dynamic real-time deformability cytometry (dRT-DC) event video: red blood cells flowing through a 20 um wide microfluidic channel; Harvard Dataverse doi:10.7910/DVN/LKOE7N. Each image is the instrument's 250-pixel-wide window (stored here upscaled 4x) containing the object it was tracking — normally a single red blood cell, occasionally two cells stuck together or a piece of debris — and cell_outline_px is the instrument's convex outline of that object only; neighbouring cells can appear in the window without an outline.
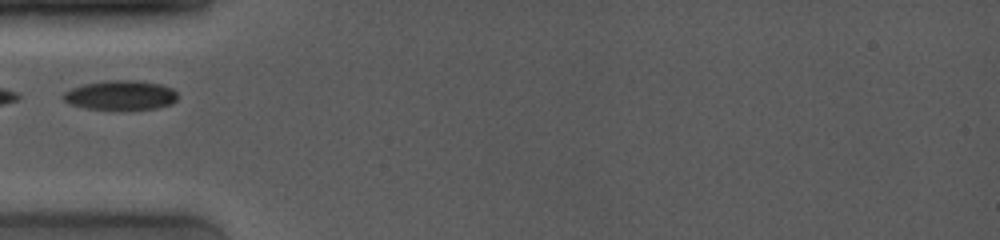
{"species": "common noctule bat (a hibernating species)", "species_latin": "Nyctalus noctula", "temperature_condition": "room temperature", "stored_images_in_passage": 11, "camera_frame_rate_fps": 4000, "um_per_image_px": 0.085, "animal": {"sex": "female", "body_mass_g": 19.0, "forearm_length_mm": 53.3}, "frame": {"image": 1, "passage_image": 1, "time_ms": 0.0, "image_size_px": [1000, 240], "cell_outline_px": [[176, 100], [172, 104], [156, 108], [128, 112], [84, 108], [72, 104], [64, 100], [60, 96], [64, 92], [72, 88], [84, 84], [108, 80], [132, 80], [160, 84], [172, 88], [176, 92]], "centroid_in_image_um": [10.25, 8.13], "position_along_channel_um": 74.8, "area_um2": 20.23}}